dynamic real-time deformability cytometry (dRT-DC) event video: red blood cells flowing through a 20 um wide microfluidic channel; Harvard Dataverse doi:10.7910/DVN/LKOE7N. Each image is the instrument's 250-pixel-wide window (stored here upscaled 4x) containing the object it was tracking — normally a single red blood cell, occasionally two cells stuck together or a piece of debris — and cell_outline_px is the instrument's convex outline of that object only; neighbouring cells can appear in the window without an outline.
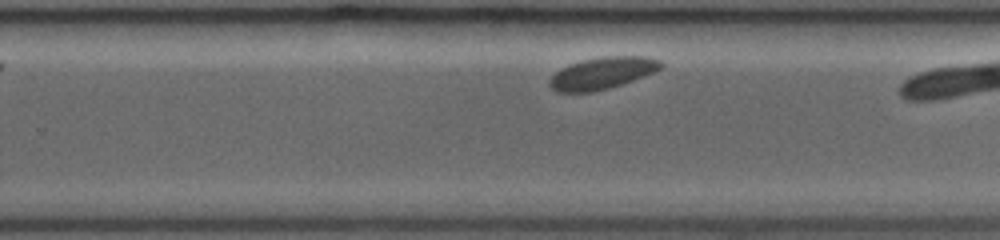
{"species": "common noctule bat (a hibernating species)", "species_latin": "Nyctalus noctula", "temperature_condition": "room temperature", "stored_images_in_passage": 24, "camera_frame_rate_fps": 3000, "um_per_image_px": 0.085, "animal": {"sex": "female", "body_mass_g": 19.0, "forearm_length_mm": 53.3}, "frame": {"image": 1, "passage_image": 14, "time_ms": 4.333, "image_size_px": [1000, 240], "cell_outline_px": [[664, 64], [656, 72], [608, 88], [592, 92], [556, 92], [548, 84], [552, 76], [560, 68], [584, 60], [600, 56], [648, 56], [660, 60]], "centroid_in_image_um": [51.22, 6.21], "position_along_channel_um": 278.6, "area_um2": 20.58}}
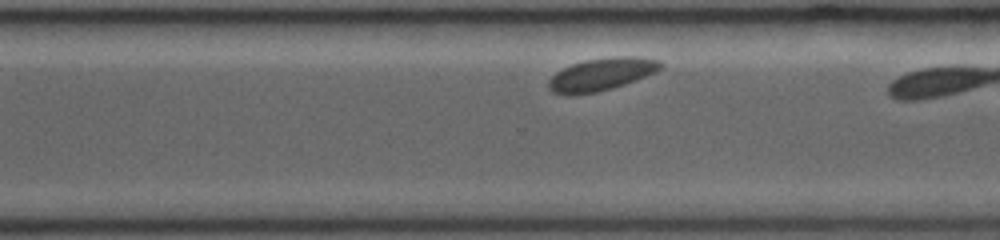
{"frame": {"image": 2, "passage_image": 17, "time_ms": 5.333, "image_size_px": [1000, 240], "cell_outline_px": [[664, 68], [656, 72], [636, 80], [612, 88], [596, 92], [552, 92], [548, 88], [548, 80], [556, 72], [572, 64], [588, 60], [612, 56], [636, 56], [660, 60], [664, 64]], "centroid_in_image_um": [51.23, 6.27], "position_along_channel_um": 319.4, "area_um2": 20.81}}